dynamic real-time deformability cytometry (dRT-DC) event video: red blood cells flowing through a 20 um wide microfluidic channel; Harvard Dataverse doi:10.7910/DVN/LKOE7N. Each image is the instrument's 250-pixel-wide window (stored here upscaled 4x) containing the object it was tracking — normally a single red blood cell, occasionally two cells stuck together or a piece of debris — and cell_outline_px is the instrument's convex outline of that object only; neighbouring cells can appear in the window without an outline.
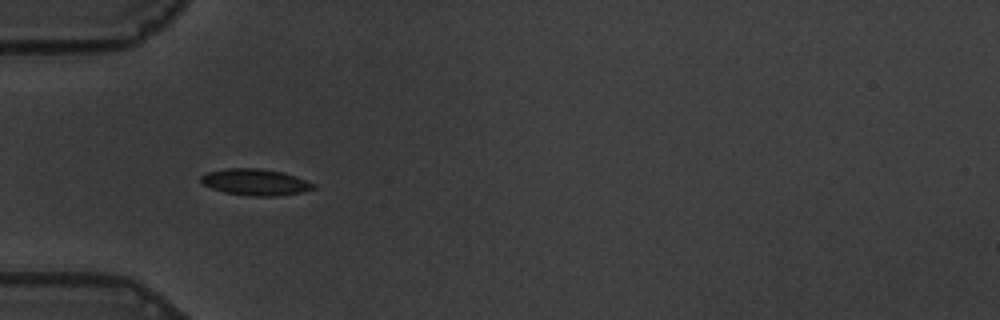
{"species": "common noctule bat (a hibernating species)", "species_latin": "Nyctalus noctula", "temperature_condition": "warm", "stored_images_in_passage": 40, "camera_frame_rate_fps": 3000, "um_per_image_px": 0.085, "animal": {"sex": "male", "body_mass_g": 19.5, "forearm_length_mm": 54.6}, "frame": {"image": 1, "passage_image": 1, "time_ms": 0.0, "image_size_px": [1000, 320], "cell_outline_px": [[316, 188], [300, 192], [276, 196], [248, 196], [224, 192], [212, 188], [204, 184], [200, 180], [200, 176], [208, 172], [224, 168], [260, 168], [284, 172], [316, 184]], "centroid_in_image_um": [21.7, 15.47], "position_along_channel_um": 63.3, "area_um2": 17.34}}
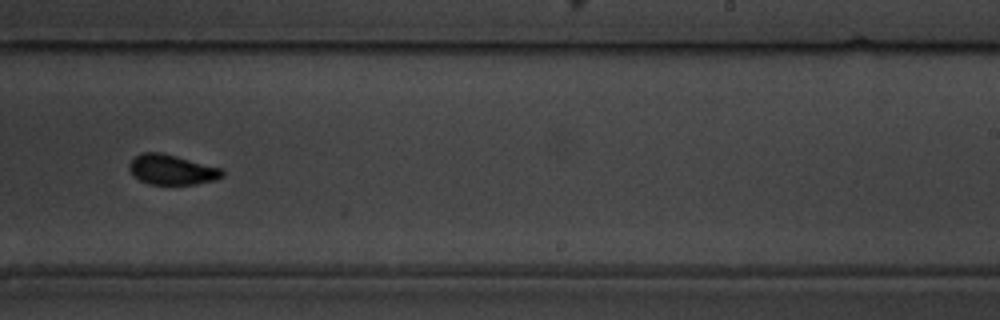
{"frame": {"image": 2, "passage_image": 19, "time_ms": 6.0, "image_size_px": [1000, 320], "cell_outline_px": [[224, 176], [216, 180], [196, 184], [148, 184], [140, 180], [128, 168], [128, 164], [136, 156], [144, 152], [160, 152], [176, 156], [220, 168], [224, 172]], "centroid_in_image_um": [14.61, 14.43], "position_along_channel_um": 274.4, "area_um2": 16.07}}
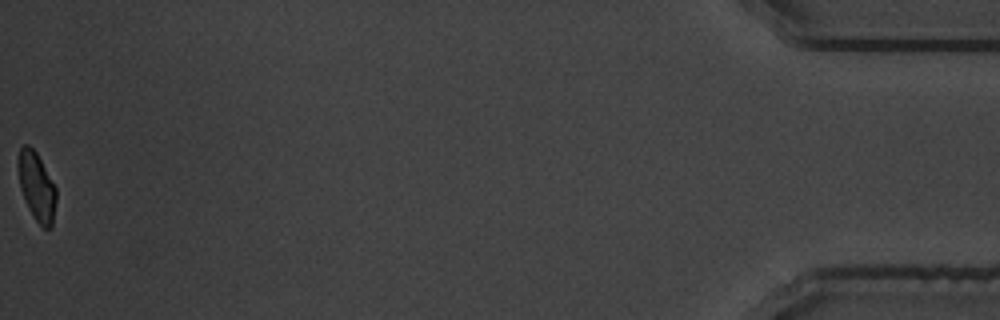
{"frame": {"image": 3, "passage_image": 40, "time_ms": 13.0, "image_size_px": [1000, 320], "cell_outline_px": [[56, 200], [52, 228], [44, 228], [36, 220], [28, 208], [20, 188], [16, 164], [16, 160], [20, 148], [24, 144], [28, 144], [36, 152], [56, 188]], "centroid_in_image_um": [3.09, 15.83], "position_along_channel_um": 432.1, "area_um2": 15.26}, "authors_computed_cell_mechanics": {"area_um2": 16.4441, "velocity_mm_per_s": 3.5677, "shape_relaxation_time_tau1_ms": 2.518, "shape_relaxation_time_tau2_ms": null, "deformation_change_tau1": 0.1106, "deformation_change_tau2": null}}